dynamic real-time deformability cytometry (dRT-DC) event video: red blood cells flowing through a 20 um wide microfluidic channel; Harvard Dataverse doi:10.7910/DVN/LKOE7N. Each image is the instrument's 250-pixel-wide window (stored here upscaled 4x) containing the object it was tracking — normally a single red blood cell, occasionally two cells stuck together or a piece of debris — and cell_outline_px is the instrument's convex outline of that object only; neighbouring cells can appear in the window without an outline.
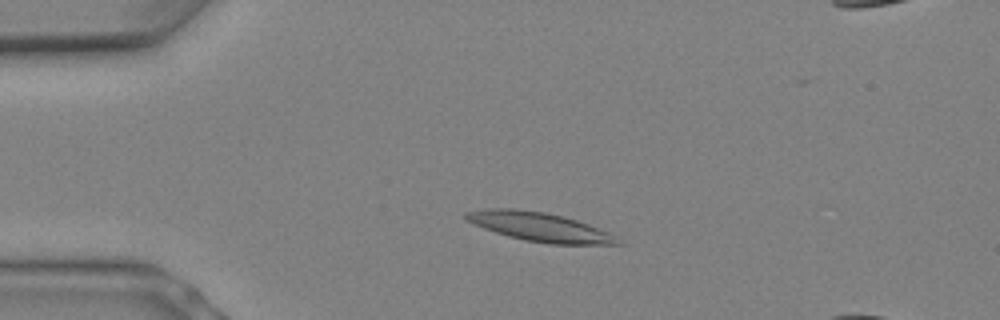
{"species": "Egyptian fruit bat (a non-hibernating species)", "species_latin": "Rousettus aegyptiacus", "temperature_condition": "warm", "stored_images_in_passage": 9, "camera_frame_rate_fps": 3000, "um_per_image_px": 0.085, "animal": {"sex": "female"}, "frame": {"image": 1, "passage_image": 5, "time_ms": 1.333, "image_size_px": [1000, 320], "cell_outline_px": [[624, 244], [548, 244], [524, 240], [508, 236], [484, 228], [468, 220], [464, 216], [464, 212], [484, 208], [512, 208], [544, 212], [576, 220], [588, 224], [608, 232], [616, 236]], "centroid_in_image_um": [45.86, 19.28], "position_along_channel_um": 39.1, "area_um2": 25.37}}
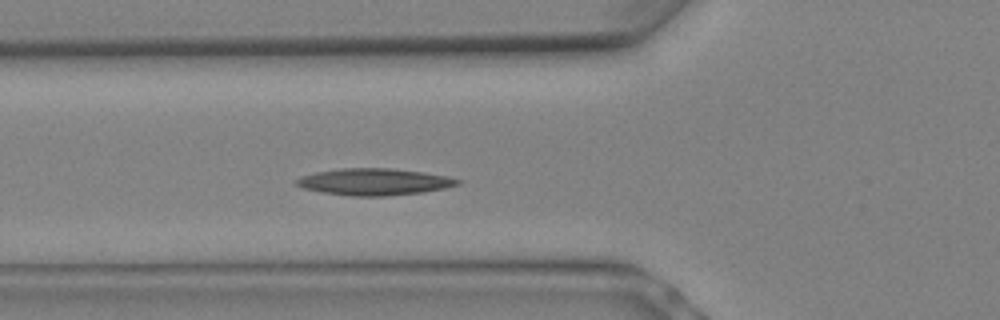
{"frame": {"image": 2, "passage_image": 8, "time_ms": 2.333, "image_size_px": [1000, 320], "cell_outline_px": [[464, 180], [460, 184], [444, 188], [424, 192], [384, 196], [352, 196], [324, 192], [304, 188], [296, 184], [292, 180], [300, 176], [316, 172], [340, 168], [392, 168], [424, 172], [448, 176]], "centroid_in_image_um": [31.83, 15.44], "position_along_channel_um": 94.0, "area_um2": 25.26}}